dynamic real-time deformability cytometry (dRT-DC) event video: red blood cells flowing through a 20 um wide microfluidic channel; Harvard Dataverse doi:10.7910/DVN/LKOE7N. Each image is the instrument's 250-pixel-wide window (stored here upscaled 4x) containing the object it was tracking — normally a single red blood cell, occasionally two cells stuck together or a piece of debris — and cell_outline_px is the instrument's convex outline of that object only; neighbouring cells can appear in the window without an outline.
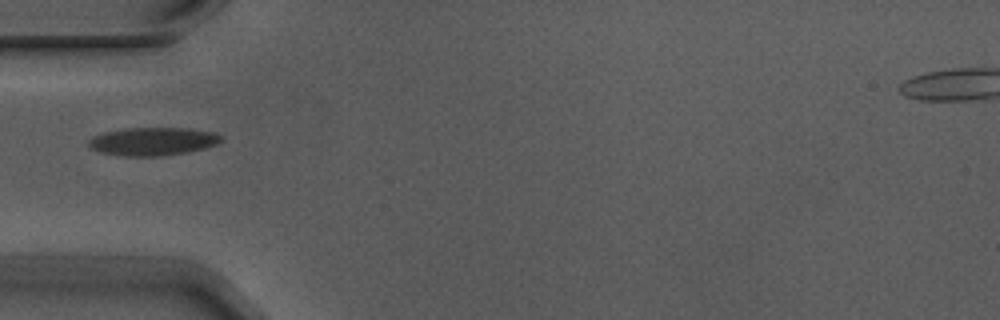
{"species": "Egyptian fruit bat (a non-hibernating species)", "species_latin": "Rousettus aegyptiacus", "temperature_condition": "warm", "stored_images_in_passage": 1, "camera_frame_rate_fps": 3000, "um_per_image_px": 0.085, "animal": {"sex": "male"}, "frame": {"image": 1, "passage_image": 1, "time_ms": 0.0, "image_size_px": [1000, 320], "cell_outline_px": [[224, 140], [216, 144], [204, 148], [188, 152], [160, 156], [128, 156], [100, 152], [92, 148], [88, 144], [88, 140], [92, 136], [104, 132], [128, 128], [188, 128], [216, 132]], "centroid_in_image_um": [13.01, 12.01], "position_along_channel_um": 72.0, "area_um2": 21.68}}